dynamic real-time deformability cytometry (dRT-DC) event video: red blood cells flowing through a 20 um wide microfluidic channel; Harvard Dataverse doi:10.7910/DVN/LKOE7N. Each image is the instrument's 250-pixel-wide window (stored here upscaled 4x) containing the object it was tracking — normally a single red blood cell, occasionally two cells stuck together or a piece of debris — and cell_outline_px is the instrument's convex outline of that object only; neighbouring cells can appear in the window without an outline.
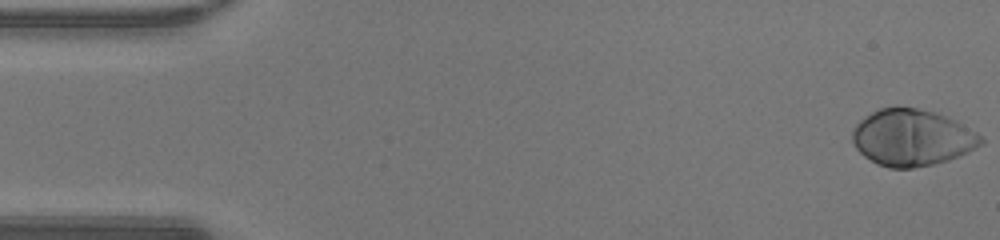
{"species": "human", "species_latin": "Homo sapiens", "temperature_condition": "warm", "stored_images_in_passage": 48, "camera_frame_rate_fps": 3000, "um_per_image_px": 0.085, "donor": {"sex": "male"}, "frame": {"image": 1, "passage_image": 1, "time_ms": 0.0, "image_size_px": [1000, 240], "cell_outline_px": [[984, 144], [968, 152], [948, 160], [932, 164], [912, 168], [888, 168], [876, 164], [864, 156], [856, 148], [852, 140], [852, 128], [860, 120], [872, 112], [880, 108], [896, 104], [936, 112], [956, 120], [976, 132], [984, 140]], "centroid_in_image_um": [77.51, 11.68], "position_along_channel_um": 7.5, "area_um2": 42.83}}
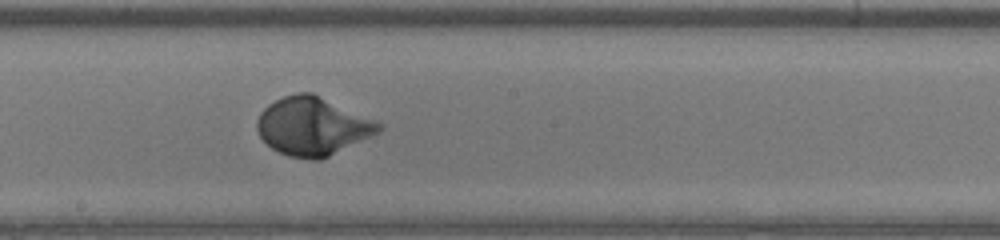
{"frame": {"image": 2, "passage_image": 26, "time_ms": 8.333, "image_size_px": [1000, 240], "cell_outline_px": [[384, 128], [380, 132], [320, 160], [312, 160], [288, 156], [272, 148], [260, 136], [256, 128], [256, 120], [260, 112], [268, 104], [284, 96], [296, 92], [312, 92], [376, 120], [384, 124]], "centroid_in_image_um": [26.58, 10.72], "position_along_channel_um": 221.6, "area_um2": 41.38}}
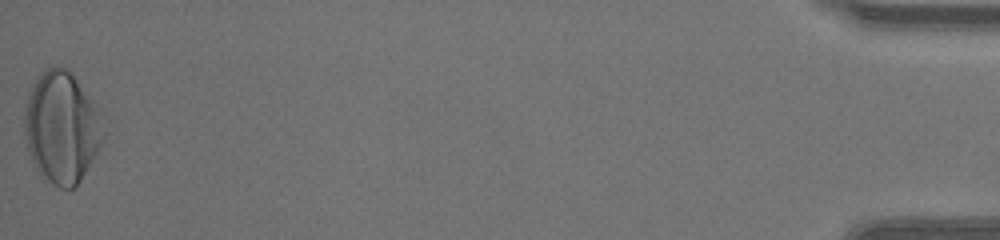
{"frame": {"image": 3, "passage_image": 48, "time_ms": 15.667, "image_size_px": [1000, 240], "cell_outline_px": [[108, 132], [100, 148], [80, 180], [72, 188], [60, 188], [52, 184], [36, 168], [32, 160], [24, 136], [24, 116], [28, 96], [32, 84], [44, 68], [56, 64], [68, 68], [72, 72], [100, 108]], "centroid_in_image_um": [5.3, 10.76], "position_along_channel_um": 429.9, "area_um2": 52.25}, "authors_computed_cell_mechanics": {"area_um2": 40.2577, "velocity_mm_per_s": 4.2923, "shape_relaxation_time_tau1_ms": 2.0836, "shape_relaxation_time_tau2_ms": null, "deformation_change_tau1": 0.1793, "deformation_change_tau2": null}}